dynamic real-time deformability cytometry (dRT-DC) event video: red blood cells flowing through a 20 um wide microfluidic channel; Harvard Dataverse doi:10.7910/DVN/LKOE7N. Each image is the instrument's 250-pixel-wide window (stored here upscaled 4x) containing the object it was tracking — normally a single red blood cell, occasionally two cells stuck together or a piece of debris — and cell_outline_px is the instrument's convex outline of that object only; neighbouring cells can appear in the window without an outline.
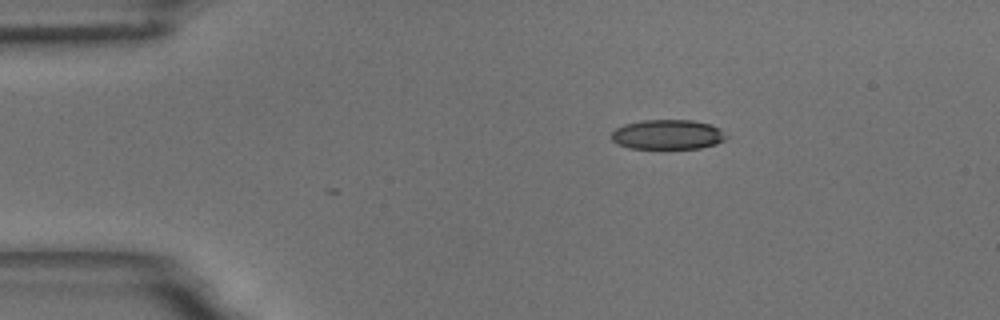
{"species": "common noctule bat (a hibernating species)", "species_latin": "Nyctalus noctula", "temperature_condition": "room temperature", "stored_images_in_passage": 4, "camera_frame_rate_fps": 3000, "um_per_image_px": 0.085, "animal": {"sex": "male", "body_mass_g": 18.8}, "frame": {"image": 1, "passage_image": 1, "time_ms": 0.0, "image_size_px": [1000, 320], "cell_outline_px": [[728, 136], [724, 140], [716, 144], [700, 148], [628, 148], [616, 144], [612, 140], [612, 132], [616, 128], [624, 124], [644, 120], [692, 120], [712, 124], [720, 128]], "centroid_in_image_um": [56.76, 11.43], "position_along_channel_um": 28.2, "area_um2": 20.0}}